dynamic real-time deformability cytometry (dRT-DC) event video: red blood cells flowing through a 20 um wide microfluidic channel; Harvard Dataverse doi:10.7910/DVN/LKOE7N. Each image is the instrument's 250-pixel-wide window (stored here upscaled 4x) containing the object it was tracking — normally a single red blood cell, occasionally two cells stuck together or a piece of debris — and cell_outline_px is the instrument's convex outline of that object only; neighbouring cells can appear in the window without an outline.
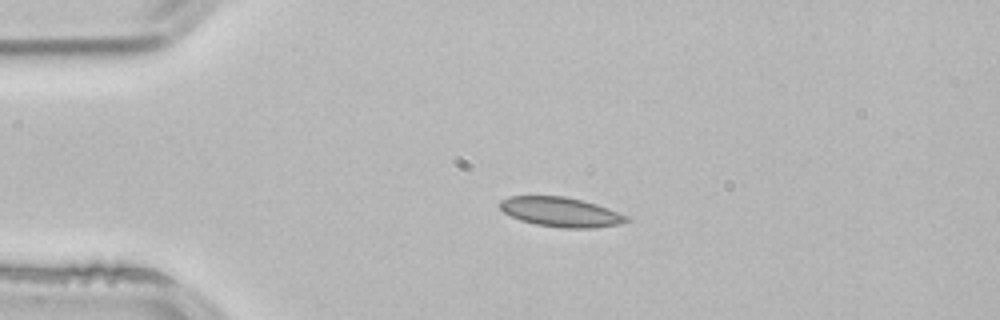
{"species": "common noctule bat (a hibernating species)", "species_latin": "Nyctalus noctula", "temperature_condition": "room temperature", "stored_images_in_passage": 2, "camera_frame_rate_fps": 3000, "um_per_image_px": 0.085, "animal": {"sex": "male", "body_mass_g": 21.5, "forearm_length_mm": 52.0}, "frame": {"image": 1, "passage_image": 1, "time_ms": 0.0, "image_size_px": [1000, 320], "cell_outline_px": [[632, 220], [624, 224], [592, 228], [564, 228], [536, 224], [520, 220], [504, 212], [500, 208], [500, 200], [512, 196], [564, 196], [584, 200], [596, 204], [628, 216]], "centroid_in_image_um": [47.72, 18.02], "position_along_channel_um": 37.3, "area_um2": 21.85}}